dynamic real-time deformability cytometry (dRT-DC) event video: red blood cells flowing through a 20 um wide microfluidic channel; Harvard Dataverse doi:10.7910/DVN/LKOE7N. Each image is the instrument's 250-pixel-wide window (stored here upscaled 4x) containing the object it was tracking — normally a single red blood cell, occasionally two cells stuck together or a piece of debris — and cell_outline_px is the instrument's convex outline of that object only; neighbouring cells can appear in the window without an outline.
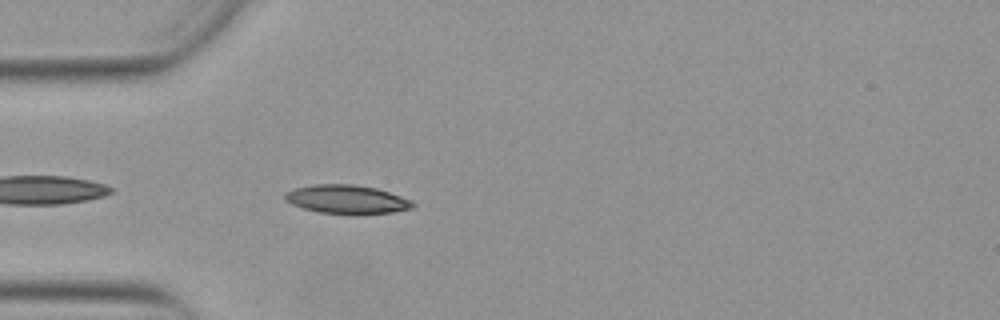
{"species": "Egyptian fruit bat (a non-hibernating species)", "species_latin": "Rousettus aegyptiacus", "temperature_condition": "warm", "stored_images_in_passage": 9, "camera_frame_rate_fps": 3000, "um_per_image_px": 0.085, "animal": {"sex": "female"}, "frame": {"image": 1, "passage_image": 2, "time_ms": 0.333, "image_size_px": [1000, 320], "cell_outline_px": [[416, 204], [412, 208], [392, 212], [320, 212], [304, 208], [292, 204], [284, 200], [284, 192], [296, 188], [312, 184], [352, 184], [376, 188], [412, 200]], "centroid_in_image_um": [29.44, 16.9], "position_along_channel_um": 55.6, "area_um2": 20.69}}
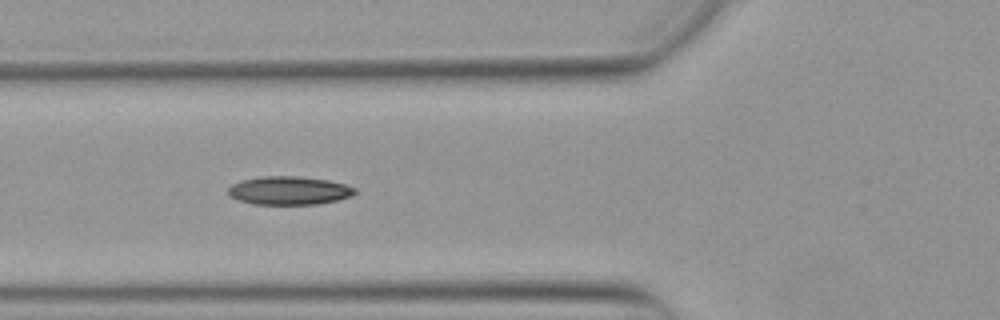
{"frame": {"image": 2, "passage_image": 6, "time_ms": 1.667, "image_size_px": [1000, 320], "cell_outline_px": [[356, 192], [352, 196], [336, 200], [316, 204], [252, 204], [228, 196], [228, 188], [232, 184], [240, 180], [264, 176], [300, 176], [328, 180], [344, 184], [356, 188]], "centroid_in_image_um": [24.55, 16.19], "position_along_channel_um": 101.2, "area_um2": 20.98}}